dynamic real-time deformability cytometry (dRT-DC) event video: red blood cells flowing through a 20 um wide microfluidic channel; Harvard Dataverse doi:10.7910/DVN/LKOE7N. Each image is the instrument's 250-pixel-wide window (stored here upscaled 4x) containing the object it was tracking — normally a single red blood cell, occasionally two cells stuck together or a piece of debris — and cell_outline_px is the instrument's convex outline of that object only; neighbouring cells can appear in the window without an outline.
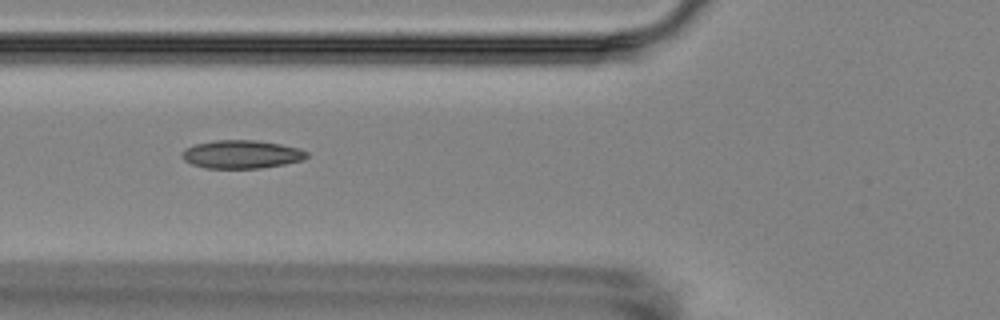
{"species": "Egyptian fruit bat (a non-hibernating species)", "species_latin": "Rousettus aegyptiacus", "temperature_condition": "room temperature", "stored_images_in_passage": 4, "camera_frame_rate_fps": 3000, "um_per_image_px": 0.085, "animal": {"sex": "female"}, "frame": {"image": 1, "passage_image": 3, "time_ms": 3.0, "image_size_px": [1000, 320], "cell_outline_px": [[308, 156], [300, 160], [284, 164], [260, 168], [204, 168], [192, 164], [184, 160], [180, 156], [180, 152], [184, 148], [196, 144], [216, 140], [256, 140], [280, 144], [300, 148], [308, 152]], "centroid_in_image_um": [20.49, 13.11], "position_along_channel_um": 105.3, "area_um2": 20.58}}